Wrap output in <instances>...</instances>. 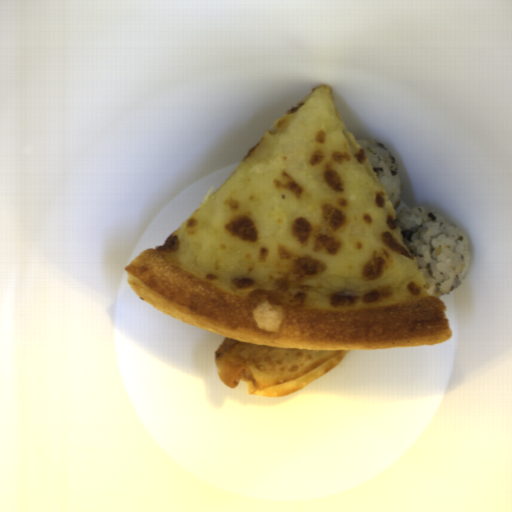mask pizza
Masks as SVG:
<instances>
[{
    "mask_svg": "<svg viewBox=\"0 0 512 512\" xmlns=\"http://www.w3.org/2000/svg\"><path fill=\"white\" fill-rule=\"evenodd\" d=\"M124 270L169 317L256 345L364 351L453 335L329 84Z\"/></svg>",
    "mask_w": 512,
    "mask_h": 512,
    "instance_id": "dd6c1bee",
    "label": "pizza"
}]
</instances>
